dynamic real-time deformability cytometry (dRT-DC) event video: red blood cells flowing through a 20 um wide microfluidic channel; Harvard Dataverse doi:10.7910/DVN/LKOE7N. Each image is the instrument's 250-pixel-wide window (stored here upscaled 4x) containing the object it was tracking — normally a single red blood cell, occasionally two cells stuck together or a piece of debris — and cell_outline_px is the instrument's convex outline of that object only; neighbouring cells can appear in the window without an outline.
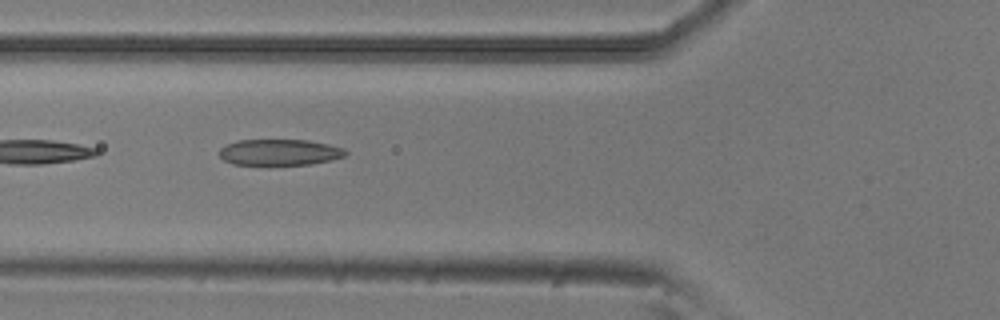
{"species": "common noctule bat (a hibernating species)", "species_latin": "Nyctalus noctula", "temperature_condition": "room temperature", "stored_images_in_passage": 8, "camera_frame_rate_fps": 3000, "um_per_image_px": 0.085, "animal": {"sex": "male", "body_mass_g": 20.5, "forearm_length_mm": 52.5}, "frame": {"image": 1, "passage_image": 6, "time_ms": 1.667, "image_size_px": [1000, 320], "cell_outline_px": [[348, 152], [344, 156], [332, 160], [308, 164], [232, 164], [224, 160], [220, 156], [220, 148], [236, 140], [308, 140], [328, 144], [344, 148]], "centroid_in_image_um": [23.78, 12.93], "position_along_channel_um": 102.0, "area_um2": 19.02}}
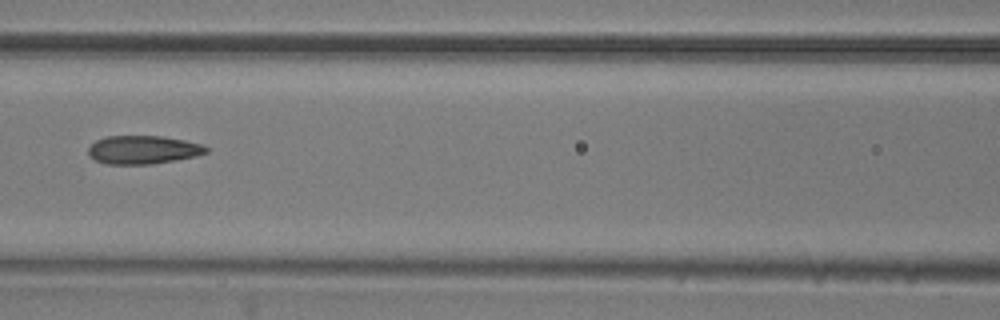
{"frame": {"image": 2, "passage_image": 7, "time_ms": 2.0, "image_size_px": [1000, 320], "cell_outline_px": [[208, 152], [196, 156], [176, 160], [152, 164], [108, 164], [96, 160], [88, 156], [88, 148], [96, 140], [108, 136], [160, 136], [184, 140], [204, 144], [208, 148]], "centroid_in_image_um": [12.18, 12.73], "position_along_channel_um": 154.4, "area_um2": 19.54}}
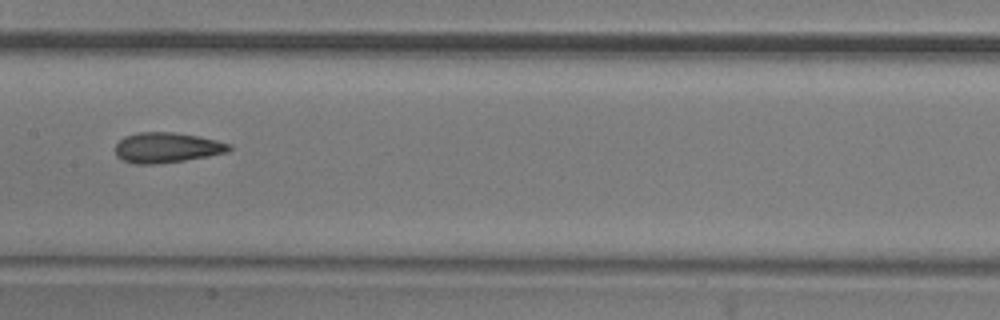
{"frame": {"image": 3, "passage_image": 8, "time_ms": 2.333, "image_size_px": [1000, 320], "cell_outline_px": [[232, 148], [228, 152], [208, 156], [184, 160], [156, 164], [136, 164], [124, 160], [116, 156], [116, 144], [124, 136], [136, 132], [172, 132], [196, 136], [216, 140], [232, 144]], "centroid_in_image_um": [14.18, 12.54], "position_along_channel_um": 193.2, "area_um2": 20.0}}